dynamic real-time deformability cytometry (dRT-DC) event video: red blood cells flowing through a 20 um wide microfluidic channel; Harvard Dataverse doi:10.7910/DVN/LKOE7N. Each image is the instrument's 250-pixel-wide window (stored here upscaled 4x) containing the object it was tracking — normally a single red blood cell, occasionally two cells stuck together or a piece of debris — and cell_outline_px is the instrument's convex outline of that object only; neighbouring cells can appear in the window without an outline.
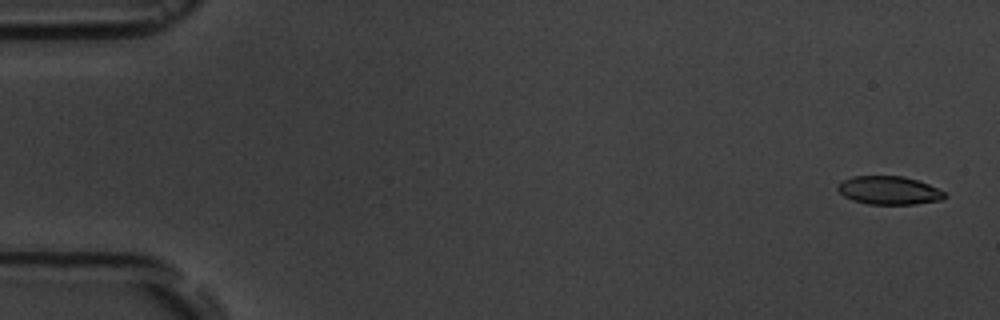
{"species": "common noctule bat (a hibernating species)", "species_latin": "Nyctalus noctula", "temperature_condition": "room temperature", "stored_images_in_passage": 6, "camera_frame_rate_fps": 3000, "um_per_image_px": 0.085, "animal": {"sex": "male", "body_mass_g": 19.5, "forearm_length_mm": 54.6}, "frame": {"image": 1, "passage_image": 1, "time_ms": 0.0, "image_size_px": [1000, 320], "cell_outline_px": [[948, 196], [944, 200], [916, 204], [868, 204], [852, 200], [844, 196], [836, 188], [844, 180], [852, 176], [904, 176], [928, 184], [944, 192]], "centroid_in_image_um": [75.59, 16.19], "position_along_channel_um": 9.4, "area_um2": 17.63}}
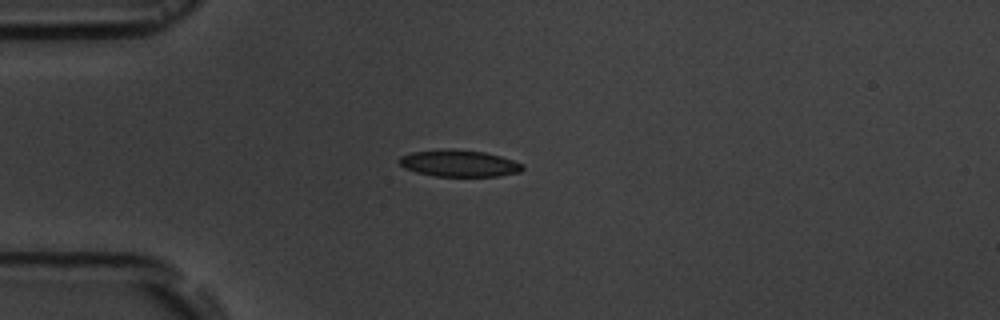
{"frame": {"image": 2, "passage_image": 4, "time_ms": 4.333, "image_size_px": [1000, 320], "cell_outline_px": [[524, 168], [520, 172], [500, 176], [436, 176], [416, 172], [404, 168], [396, 160], [400, 156], [412, 152], [452, 148], [484, 152], [500, 156], [524, 164]], "centroid_in_image_um": [39.01, 13.88], "position_along_channel_um": 46.0, "area_um2": 19.31}}
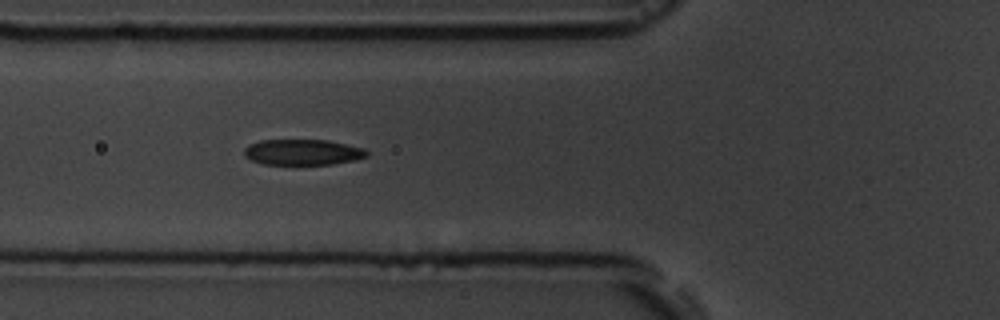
{"frame": {"image": 3, "passage_image": 6, "time_ms": 6.333, "image_size_px": [1000, 320], "cell_outline_px": [[368, 156], [356, 160], [332, 164], [264, 164], [252, 160], [244, 156], [244, 148], [248, 144], [260, 140], [328, 140], [364, 148], [368, 152]], "centroid_in_image_um": [25.73, 12.93], "position_along_channel_um": 100.1, "area_um2": 18.44}}